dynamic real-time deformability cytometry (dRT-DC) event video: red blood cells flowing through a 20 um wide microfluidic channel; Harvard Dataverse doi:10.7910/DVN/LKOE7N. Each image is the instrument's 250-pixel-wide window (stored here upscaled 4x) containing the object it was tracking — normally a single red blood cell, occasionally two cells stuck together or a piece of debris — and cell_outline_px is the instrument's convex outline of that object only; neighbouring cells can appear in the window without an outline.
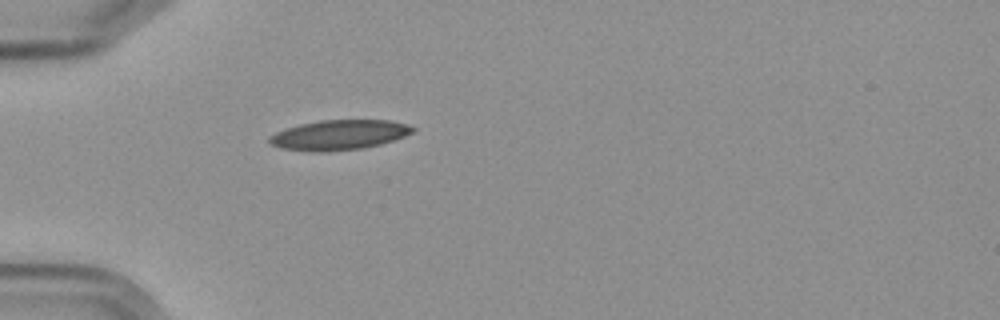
{"species": "Egyptian fruit bat (a non-hibernating species)", "species_latin": "Rousettus aegyptiacus", "temperature_condition": "cold", "stored_images_in_passage": 1, "camera_frame_rate_fps": 3000, "um_per_image_px": 0.085, "frame": {"image": 1, "passage_image": 1, "time_ms": 0.0, "image_size_px": [1000, 320], "cell_outline_px": [[416, 128], [412, 132], [404, 136], [380, 144], [360, 148], [324, 152], [312, 152], [280, 148], [272, 144], [268, 140], [268, 136], [276, 132], [300, 124], [320, 120], [388, 120], [408, 124]], "centroid_in_image_um": [28.8, 11.47], "position_along_channel_um": 56.2, "area_um2": 24.85}}